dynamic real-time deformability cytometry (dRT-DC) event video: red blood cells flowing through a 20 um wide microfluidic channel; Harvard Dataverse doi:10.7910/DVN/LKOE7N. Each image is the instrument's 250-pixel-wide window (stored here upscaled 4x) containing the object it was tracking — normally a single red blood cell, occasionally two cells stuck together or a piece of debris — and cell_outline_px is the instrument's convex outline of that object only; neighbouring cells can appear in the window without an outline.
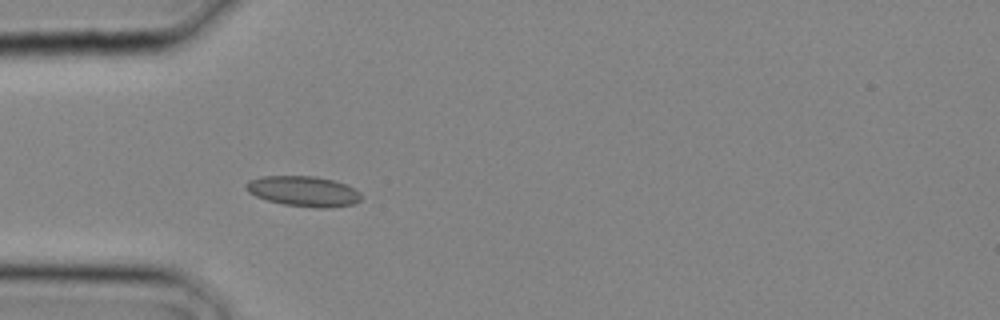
{"species": "common noctule bat (a hibernating species)", "species_latin": "Nyctalus noctula", "temperature_condition": "cold", "stored_images_in_passage": 27, "camera_frame_rate_fps": 3000, "um_per_image_px": 0.085, "animal": {"sex": "male", "body_mass_g": 20.4}, "frame": {"image": 1, "passage_image": 8, "time_ms": 2.333, "image_size_px": [1000, 320], "cell_outline_px": [[360, 200], [352, 204], [324, 208], [320, 208], [284, 204], [268, 200], [256, 196], [248, 192], [244, 188], [244, 184], [248, 180], [260, 176], [316, 176], [348, 184], [360, 192]], "centroid_in_image_um": [25.76, 16.24], "position_along_channel_um": 59.2, "area_um2": 20.35}}
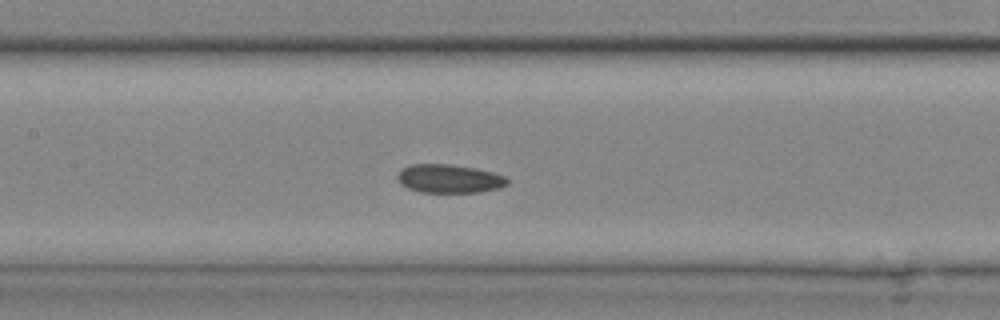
{"frame": {"image": 2, "passage_image": 13, "time_ms": 4.0, "image_size_px": [1000, 320], "cell_outline_px": [[508, 184], [496, 188], [476, 192], [420, 192], [408, 188], [400, 184], [396, 180], [396, 176], [400, 168], [412, 164], [452, 164], [476, 168], [508, 176]], "centroid_in_image_um": [38.14, 15.17], "position_along_channel_um": 169.3, "area_um2": 18.44}}
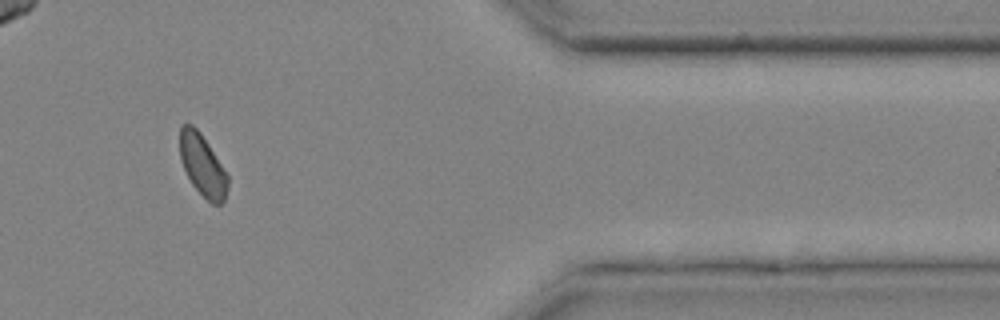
{"frame": {"image": 3, "passage_image": 24, "time_ms": 7.667, "image_size_px": [1000, 320], "cell_outline_px": [[228, 188], [224, 204], [212, 204], [192, 184], [180, 160], [180, 124], [192, 124], [200, 132], [208, 144], [228, 176]], "centroid_in_image_um": [17.22, 14.05], "position_along_channel_um": 394.2, "area_um2": 17.05}}